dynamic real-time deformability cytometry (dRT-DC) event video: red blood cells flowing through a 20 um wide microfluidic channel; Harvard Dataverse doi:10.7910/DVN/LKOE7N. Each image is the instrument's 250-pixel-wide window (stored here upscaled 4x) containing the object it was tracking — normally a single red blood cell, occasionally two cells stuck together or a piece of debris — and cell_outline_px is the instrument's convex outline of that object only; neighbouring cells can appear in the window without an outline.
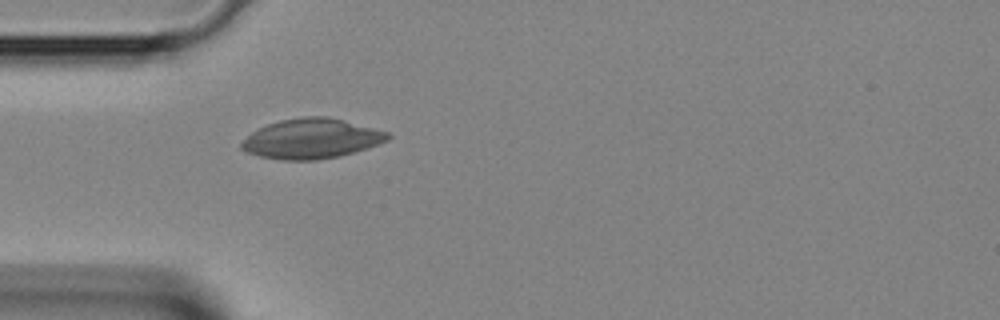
{"species": "Egyptian fruit bat (a non-hibernating species)", "species_latin": "Rousettus aegyptiacus", "temperature_condition": "room temperature", "stored_images_in_passage": 1, "camera_frame_rate_fps": 3000, "um_per_image_px": 0.085, "animal": {"sex": "female"}, "frame": {"image": 1, "passage_image": 1, "time_ms": 0.0, "image_size_px": [1000, 320], "cell_outline_px": [[392, 136], [388, 140], [380, 144], [368, 148], [340, 156], [316, 160], [280, 160], [260, 156], [244, 152], [240, 148], [240, 144], [252, 132], [268, 124], [280, 120], [304, 116], [328, 116], [344, 120], [388, 132]], "centroid_in_image_um": [26.49, 11.79], "position_along_channel_um": 58.5, "area_um2": 34.1}}